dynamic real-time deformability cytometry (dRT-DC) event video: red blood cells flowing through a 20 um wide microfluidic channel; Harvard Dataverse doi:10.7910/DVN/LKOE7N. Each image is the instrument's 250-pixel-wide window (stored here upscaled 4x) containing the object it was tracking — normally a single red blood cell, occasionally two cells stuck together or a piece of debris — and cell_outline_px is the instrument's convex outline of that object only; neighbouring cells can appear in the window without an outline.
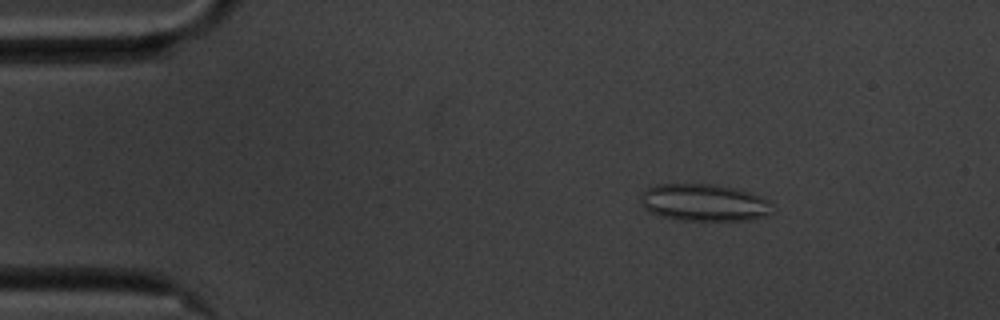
{"species": "common noctule bat (a hibernating species)", "species_latin": "Nyctalus noctula", "temperature_condition": "cold", "stored_images_in_passage": 56, "camera_frame_rate_fps": 3000, "um_per_image_px": 0.085, "animal": {"sex": "male", "body_mass_g": 20.1, "forearm_length_mm": 53.5}, "frame": {"image": 1, "passage_image": 8, "time_ms": 2.333, "image_size_px": [1000, 320], "cell_outline_px": [[776, 208], [772, 212], [764, 216], [752, 220], [684, 220], [664, 216], [652, 212], [644, 208], [640, 204], [640, 200], [644, 192], [648, 188], [656, 184], [712, 184], [732, 188], [748, 192], [768, 200]], "centroid_in_image_um": [59.88, 17.22], "position_along_channel_um": 25.1, "area_um2": 28.26}}
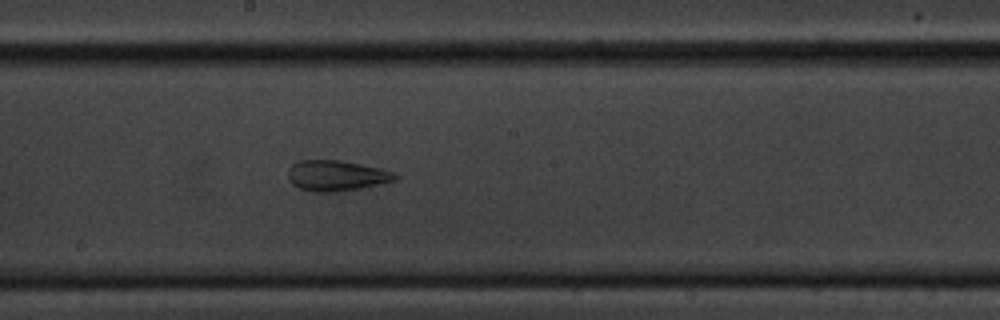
{"frame": {"image": 2, "passage_image": 30, "time_ms": 9.667, "image_size_px": [1000, 320], "cell_outline_px": [[400, 176], [396, 180], [380, 184], [360, 188], [336, 192], [312, 192], [300, 188], [292, 184], [288, 176], [288, 172], [292, 164], [300, 160], [340, 160], [380, 168], [392, 172]], "centroid_in_image_um": [28.6, 14.93], "position_along_channel_um": 219.6, "area_um2": 19.07}}
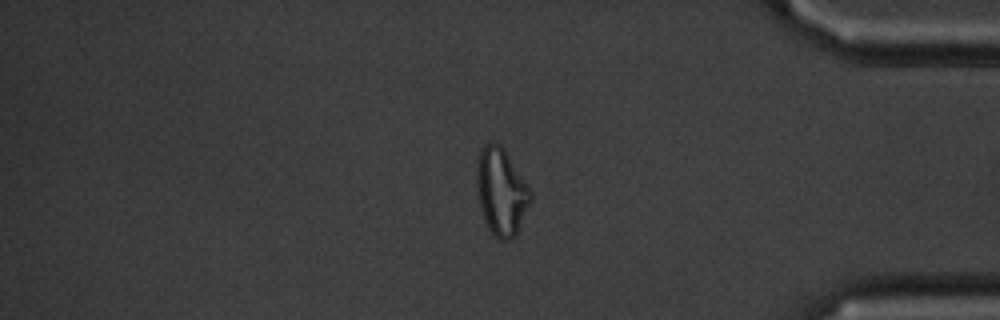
{"frame": {"image": 3, "passage_image": 47, "time_ms": 15.333, "image_size_px": [1000, 320], "cell_outline_px": [[532, 200], [516, 232], [508, 240], [500, 240], [492, 232], [480, 208], [476, 184], [476, 168], [480, 148], [484, 144], [500, 144], [504, 148], [532, 192]], "centroid_in_image_um": [42.6, 16.25], "position_along_channel_um": 392.6, "area_um2": 26.82}, "authors_computed_cell_mechanics": {"area_um2": 26.4146, "velocity_mm_per_s": 3.5054, "shape_relaxation_time_tau1_ms": null, "shape_relaxation_time_tau2_ms": 1.5935, "deformation_change_tau1": null, "deformation_change_tau2": 0.0962}}